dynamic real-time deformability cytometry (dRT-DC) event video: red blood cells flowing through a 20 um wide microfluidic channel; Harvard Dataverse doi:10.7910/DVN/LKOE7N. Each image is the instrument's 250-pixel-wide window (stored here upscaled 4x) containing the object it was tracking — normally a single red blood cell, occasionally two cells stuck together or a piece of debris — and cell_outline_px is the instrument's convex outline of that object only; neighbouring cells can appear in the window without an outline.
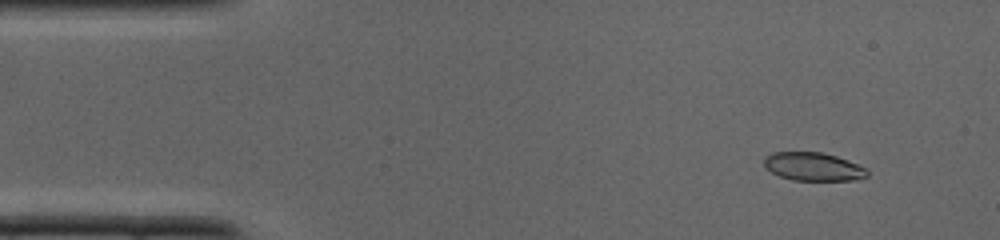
{"species": "common noctule bat (a hibernating species)", "species_latin": "Nyctalus noctula", "temperature_condition": "cold", "stored_images_in_passage": 37, "camera_frame_rate_fps": 3000, "um_per_image_px": 0.085, "animal": {"sex": "male", "body_mass_g": 19.0, "forearm_length_mm": 50.8}, "frame": {"image": 1, "passage_image": 4, "time_ms": 1.0, "image_size_px": [1000, 240], "cell_outline_px": [[868, 176], [852, 180], [792, 180], [780, 176], [764, 168], [764, 156], [772, 152], [820, 152], [836, 156], [848, 160], [864, 168], [868, 172]], "centroid_in_image_um": [69.07, 14.16], "position_along_channel_um": 15.9, "area_um2": 16.94}}
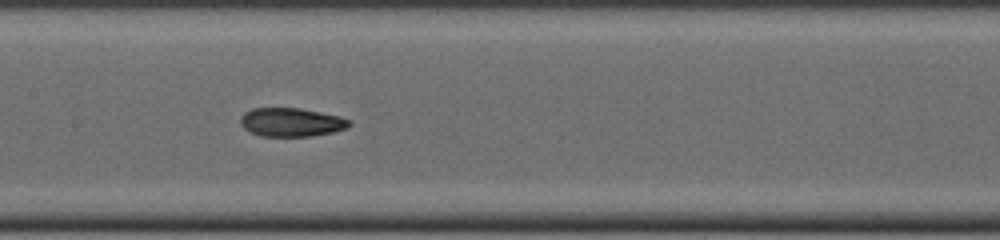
{"frame": {"image": 2, "passage_image": 18, "time_ms": 5.667, "image_size_px": [1000, 240], "cell_outline_px": [[352, 124], [344, 128], [332, 132], [312, 136], [260, 136], [244, 128], [240, 124], [240, 116], [244, 112], [252, 108], [300, 108], [320, 112], [336, 116], [348, 120]], "centroid_in_image_um": [24.69, 10.38], "position_along_channel_um": 182.7, "area_um2": 17.98}}
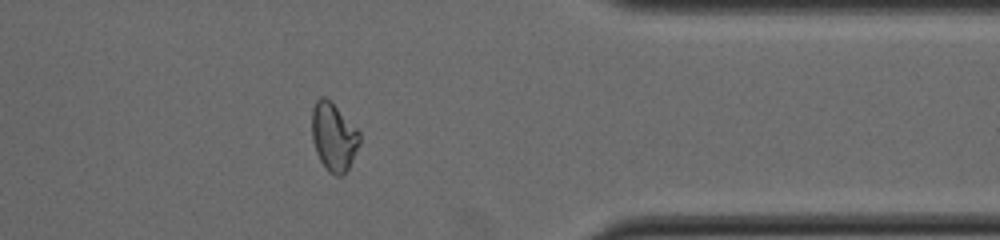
{"frame": {"image": 3, "passage_image": 30, "time_ms": 9.667, "image_size_px": [1000, 240], "cell_outline_px": [[360, 144], [344, 176], [336, 176], [328, 172], [324, 168], [316, 152], [312, 140], [312, 108], [316, 100], [320, 96], [324, 96], [360, 132]], "centroid_in_image_um": [28.35, 11.68], "position_along_channel_um": 383.1, "area_um2": 18.84}}